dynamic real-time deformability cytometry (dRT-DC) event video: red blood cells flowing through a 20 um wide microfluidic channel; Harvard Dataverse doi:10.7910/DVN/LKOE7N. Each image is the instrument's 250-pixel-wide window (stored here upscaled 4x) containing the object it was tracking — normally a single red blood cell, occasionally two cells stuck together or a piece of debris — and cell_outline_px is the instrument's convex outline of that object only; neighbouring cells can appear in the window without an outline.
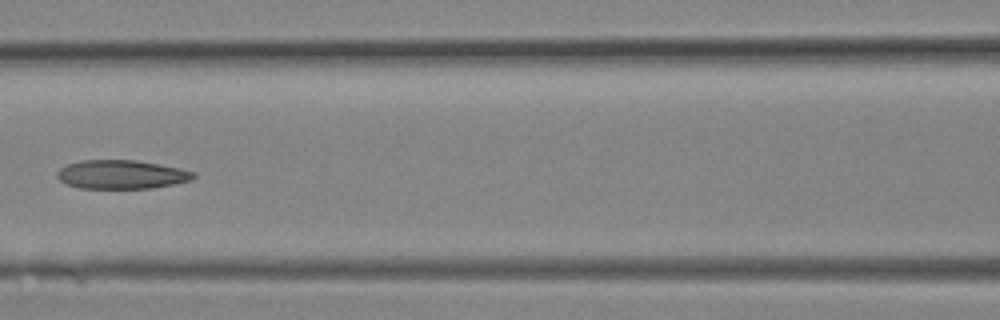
{"species": "Egyptian fruit bat (a non-hibernating species)", "species_latin": "Rousettus aegyptiacus", "temperature_condition": "room temperature", "stored_images_in_passage": 15, "camera_frame_rate_fps": 3000, "um_per_image_px": 0.085, "animal": {"sex": "female"}, "frame": {"image": 1, "passage_image": 11, "time_ms": 3.333, "image_size_px": [1000, 320], "cell_outline_px": [[196, 176], [192, 180], [152, 188], [80, 188], [64, 184], [56, 176], [56, 172], [60, 168], [68, 164], [80, 160], [136, 160], [180, 168], [196, 172]], "centroid_in_image_um": [10.31, 14.83], "position_along_channel_um": 156.3, "area_um2": 22.95}}
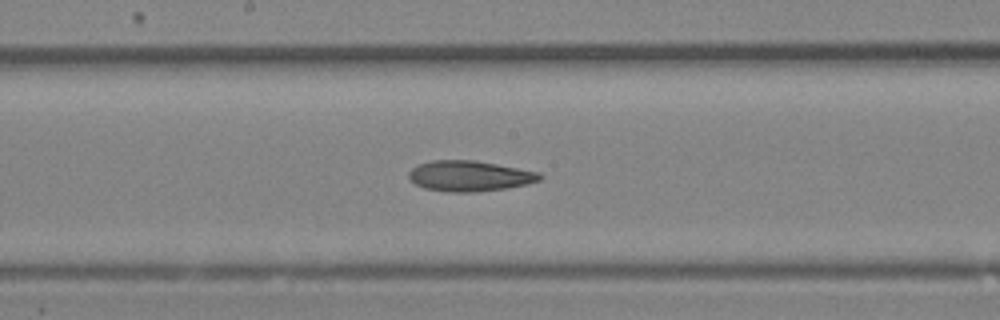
{"frame": {"image": 2, "passage_image": 13, "time_ms": 4.0, "image_size_px": [1000, 320], "cell_outline_px": [[544, 176], [540, 180], [528, 184], [508, 188], [472, 192], [448, 192], [424, 188], [416, 184], [408, 176], [408, 172], [416, 164], [432, 160], [476, 160], [540, 172]], "centroid_in_image_um": [39.92, 14.95], "position_along_channel_um": 208.3, "area_um2": 23.52}}
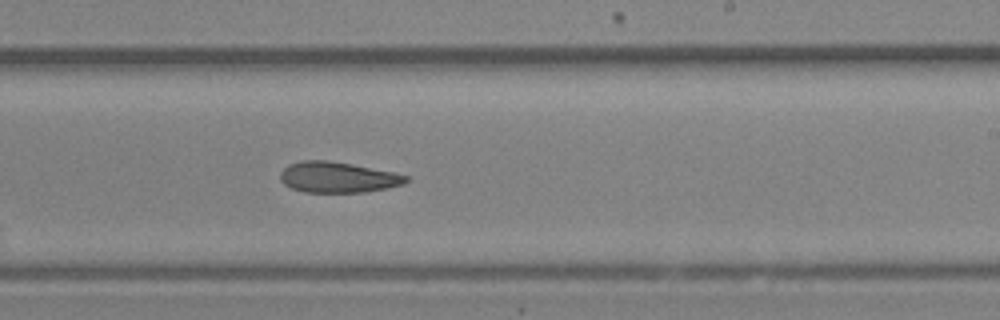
{"frame": {"image": 3, "passage_image": 15, "time_ms": 4.667, "image_size_px": [1000, 320], "cell_outline_px": [[408, 180], [404, 184], [364, 192], [304, 192], [292, 188], [284, 184], [280, 180], [280, 172], [288, 164], [300, 160], [328, 160], [352, 164], [396, 172], [408, 176]], "centroid_in_image_um": [28.69, 15.05], "position_along_channel_um": 260.3, "area_um2": 22.6}}